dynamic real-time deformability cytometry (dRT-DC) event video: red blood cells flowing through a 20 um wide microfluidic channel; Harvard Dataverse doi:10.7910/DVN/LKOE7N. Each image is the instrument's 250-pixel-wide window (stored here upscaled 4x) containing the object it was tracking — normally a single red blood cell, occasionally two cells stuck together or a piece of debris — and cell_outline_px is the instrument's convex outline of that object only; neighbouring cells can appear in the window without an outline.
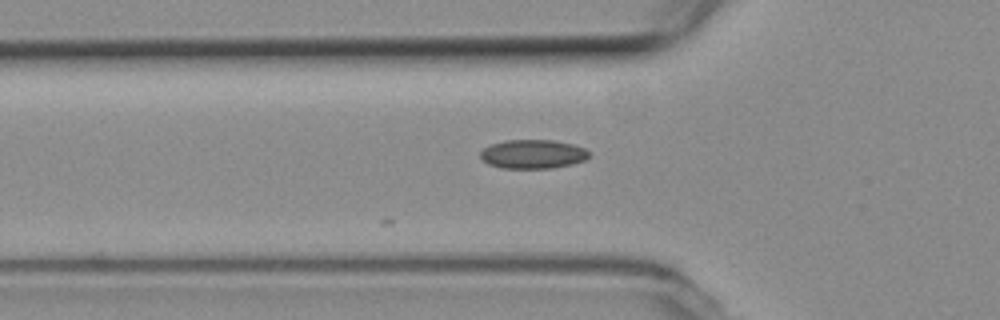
{"species": "common noctule bat (a hibernating species)", "species_latin": "Nyctalus noctula", "temperature_condition": "room temperature", "stored_images_in_passage": 2, "camera_frame_rate_fps": 3000, "um_per_image_px": 0.085, "animal": {"sex": "female", "body_mass_g": 19.3, "forearm_length_mm": 54.1}, "frame": {"image": 1, "passage_image": 2, "time_ms": 0.333, "image_size_px": [1000, 320], "cell_outline_px": [[592, 156], [584, 160], [572, 164], [552, 168], [500, 168], [488, 164], [480, 156], [480, 152], [484, 148], [492, 144], [504, 140], [552, 140], [572, 144], [584, 148]], "centroid_in_image_um": [45.3, 13.1], "position_along_channel_um": 80.5, "area_um2": 18.32}}